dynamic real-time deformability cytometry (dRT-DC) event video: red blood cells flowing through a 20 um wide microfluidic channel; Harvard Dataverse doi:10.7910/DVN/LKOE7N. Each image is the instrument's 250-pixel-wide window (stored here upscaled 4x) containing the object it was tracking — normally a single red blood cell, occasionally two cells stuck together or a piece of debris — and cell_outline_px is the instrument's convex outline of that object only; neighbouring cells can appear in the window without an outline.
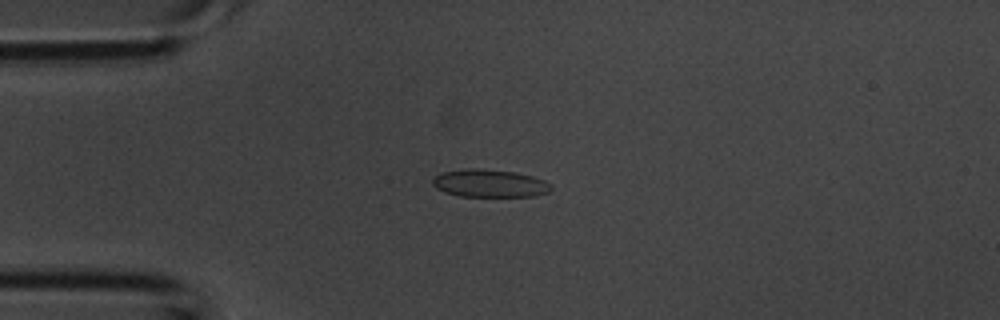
{"species": "common noctule bat (a hibernating species)", "species_latin": "Nyctalus noctula", "temperature_condition": "room temperature", "stored_images_in_passage": 3, "camera_frame_rate_fps": 3000, "um_per_image_px": 0.085, "animal": {"sex": "male", "body_mass_g": 20.1, "forearm_length_mm": 53.5}, "frame": {"image": 1, "passage_image": 3, "time_ms": 0.667, "image_size_px": [1000, 320], "cell_outline_px": [[552, 188], [548, 192], [536, 196], [460, 196], [444, 192], [436, 188], [432, 184], [432, 180], [440, 172], [468, 168], [480, 168], [512, 172], [532, 176], [544, 180], [552, 184]], "centroid_in_image_um": [41.61, 15.58], "position_along_channel_um": 43.4, "area_um2": 19.19}}